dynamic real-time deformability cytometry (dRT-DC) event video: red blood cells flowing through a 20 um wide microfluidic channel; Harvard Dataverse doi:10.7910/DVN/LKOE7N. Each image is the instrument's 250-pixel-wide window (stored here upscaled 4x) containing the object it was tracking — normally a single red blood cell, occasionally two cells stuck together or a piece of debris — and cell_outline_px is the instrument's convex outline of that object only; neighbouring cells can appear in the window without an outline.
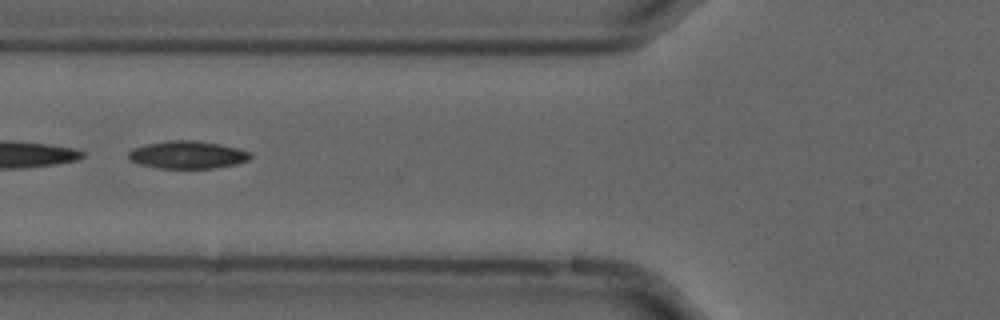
{"species": "common noctule bat (a hibernating species)", "species_latin": "Nyctalus noctula", "temperature_condition": "cold", "stored_images_in_passage": 45, "camera_frame_rate_fps": 3000, "um_per_image_px": 0.085, "animal": {"sex": "male", "forearm_length_mm": 52.5}, "frame": {"image": 1, "passage_image": 12, "time_ms": 3.667, "image_size_px": [1000, 320], "cell_outline_px": [[252, 156], [248, 160], [236, 164], [216, 168], [160, 168], [140, 164], [128, 160], [128, 152], [132, 148], [148, 144], [168, 140], [196, 140], [220, 144], [236, 148], [248, 152]], "centroid_in_image_um": [15.91, 13.16], "position_along_channel_um": 109.9, "area_um2": 19.59}, "authors_computed_cell_mechanics": {"area_um2": 19.4786, "velocity_mm_per_s": 3.6887, "shape_relaxation_time_tau1_ms": 7.2905, "shape_relaxation_time_tau2_ms": null, "deformation_change_tau1": 0.1744, "deformation_change_tau2": null}}